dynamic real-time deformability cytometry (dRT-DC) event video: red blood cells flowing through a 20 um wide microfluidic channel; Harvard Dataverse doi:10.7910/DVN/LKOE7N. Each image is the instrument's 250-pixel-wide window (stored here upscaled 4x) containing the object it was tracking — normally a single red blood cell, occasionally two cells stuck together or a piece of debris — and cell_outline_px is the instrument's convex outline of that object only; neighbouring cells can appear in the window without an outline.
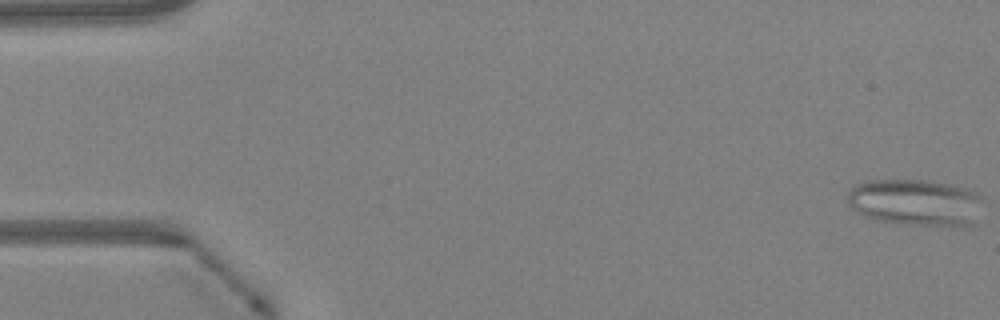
{"species": "Egyptian fruit bat (a non-hibernating species)", "species_latin": "Rousettus aegyptiacus", "temperature_condition": "warm", "stored_images_in_passage": 49, "segment_of_instrument_passage": [1, 2], "camera_frame_rate_fps": 3000, "um_per_image_px": 0.085, "animal": {"sex": "female"}, "frame": {"image": 1, "passage_image": 1, "time_ms": 0.0, "image_size_px": [1000, 320], "cell_outline_px": [[980, 196], [972, 224], [900, 224], [876, 220], [864, 216], [852, 208], [848, 204], [848, 192], [856, 184], [868, 180], [928, 180], [968, 188], [976, 192]], "centroid_in_image_um": [77.71, 17.17], "position_along_channel_um": 7.3, "area_um2": 35.95}}